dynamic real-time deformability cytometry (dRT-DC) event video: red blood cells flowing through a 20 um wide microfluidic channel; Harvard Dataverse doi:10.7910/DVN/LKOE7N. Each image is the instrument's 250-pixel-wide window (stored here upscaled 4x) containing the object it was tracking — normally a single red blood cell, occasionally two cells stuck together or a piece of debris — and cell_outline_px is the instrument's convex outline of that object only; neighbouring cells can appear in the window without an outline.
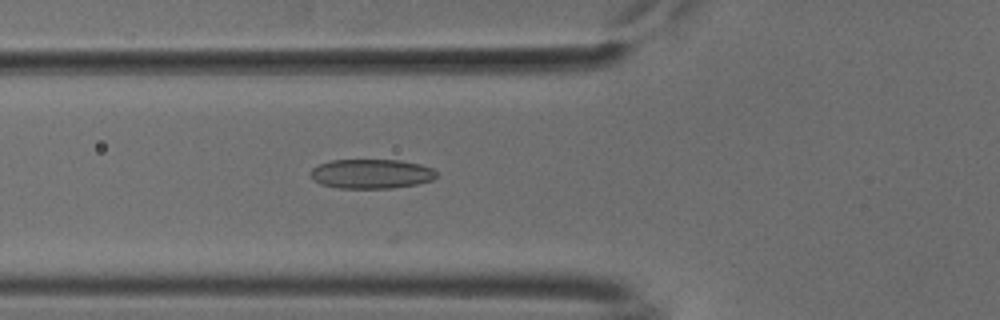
{"species": "common noctule bat (a hibernating species)", "species_latin": "Nyctalus noctula", "temperature_condition": "cold", "stored_images_in_passage": 49, "camera_frame_rate_fps": 3000, "um_per_image_px": 0.085, "animal": {"sex": "male", "body_mass_g": 18.8}, "frame": {"image": 1, "passage_image": 20, "time_ms": 6.333, "image_size_px": [1000, 320], "cell_outline_px": [[436, 176], [432, 180], [416, 184], [392, 188], [340, 188], [320, 184], [312, 180], [308, 172], [312, 168], [320, 164], [332, 160], [400, 160], [420, 164], [432, 168], [436, 172]], "centroid_in_image_um": [31.52, 14.77], "position_along_channel_um": 94.3, "area_um2": 21.68}}
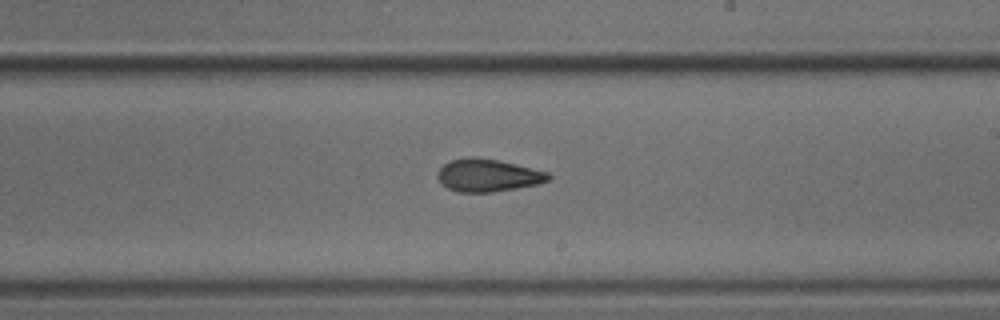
{"frame": {"image": 2, "passage_image": 32, "time_ms": 10.333, "image_size_px": [1000, 320], "cell_outline_px": [[552, 176], [548, 180], [536, 184], [516, 188], [492, 192], [460, 192], [448, 188], [436, 176], [436, 172], [444, 164], [452, 160], [500, 160], [548, 172]], "centroid_in_image_um": [41.5, 14.94], "position_along_channel_um": 247.5, "area_um2": 20.23}}
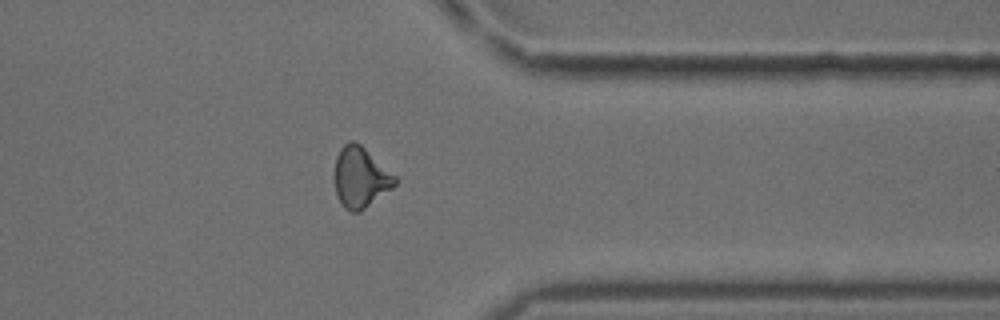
{"frame": {"image": 3, "passage_image": 43, "time_ms": 14.0, "image_size_px": [1000, 320], "cell_outline_px": [[396, 184], [392, 188], [360, 212], [352, 212], [344, 208], [336, 192], [332, 176], [336, 156], [340, 148], [348, 140], [352, 140], [360, 144], [396, 176]], "centroid_in_image_um": [30.6, 15.06], "position_along_channel_um": 380.8, "area_um2": 21.5}}